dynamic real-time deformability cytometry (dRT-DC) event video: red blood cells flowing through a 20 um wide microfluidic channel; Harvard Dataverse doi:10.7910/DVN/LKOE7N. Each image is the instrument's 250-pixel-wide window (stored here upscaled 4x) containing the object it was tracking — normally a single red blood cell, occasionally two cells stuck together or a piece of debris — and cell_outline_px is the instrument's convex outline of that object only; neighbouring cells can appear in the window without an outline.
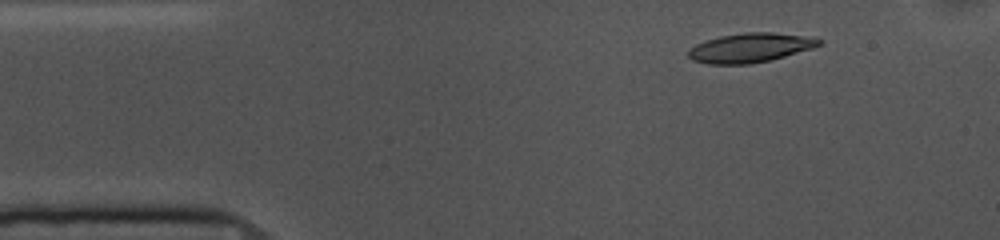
{"species": "common noctule bat (a hibernating species)", "species_latin": "Nyctalus noctula", "temperature_condition": "cold", "stored_images_in_passage": 47, "camera_frame_rate_fps": 3000, "um_per_image_px": 0.085, "animal": {"sex": "female", "body_mass_g": 10.0, "forearm_length_mm": 53.1}, "frame": {"image": 1, "passage_image": 1, "time_ms": 0.0, "image_size_px": [1000, 240], "cell_outline_px": [[824, 40], [820, 44], [812, 48], [772, 60], [748, 64], [708, 64], [692, 60], [688, 56], [688, 48], [696, 44], [720, 36], [744, 32], [772, 32], [804, 36]], "centroid_in_image_um": [63.74, 4.06], "position_along_channel_um": 21.3, "area_um2": 22.25}}
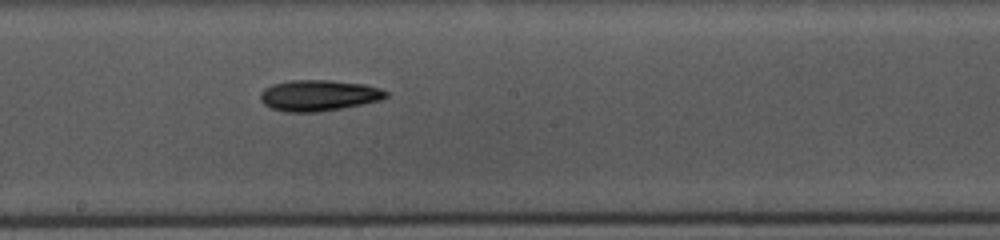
{"frame": {"image": 2, "passage_image": 22, "time_ms": 7.0, "image_size_px": [1000, 240], "cell_outline_px": [[388, 96], [380, 100], [340, 108], [316, 112], [284, 112], [272, 108], [264, 104], [260, 100], [260, 92], [264, 88], [272, 84], [288, 80], [332, 80], [364, 84], [380, 88], [388, 92]], "centroid_in_image_um": [27.05, 8.1], "position_along_channel_um": 221.1, "area_um2": 22.72}}
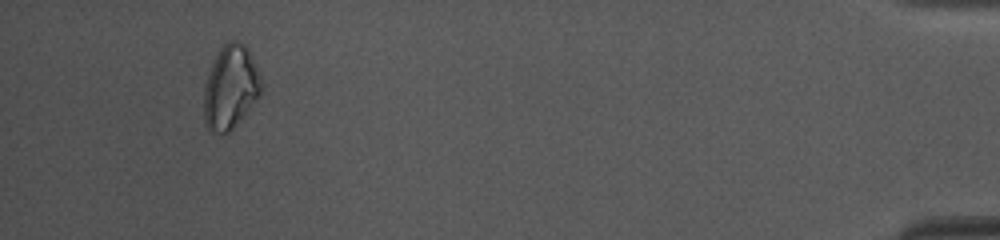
{"frame": {"image": 3, "passage_image": 44, "time_ms": 14.333, "image_size_px": [1000, 240], "cell_outline_px": [[260, 96], [232, 128], [228, 132], [212, 132], [208, 128], [204, 120], [204, 84], [212, 64], [220, 48], [228, 40], [236, 40], [244, 44], [248, 48], [260, 72]], "centroid_in_image_um": [19.59, 7.38], "position_along_channel_um": 415.6, "area_um2": 27.69}, "authors_computed_cell_mechanics": {"area_um2": 22.253, "velocity_mm_per_s": 3.6934, "shape_relaxation_time_tau1_ms": 5.9782, "shape_relaxation_time_tau2_ms": null, "deformation_change_tau1": 0.1618, "deformation_change_tau2": null}}